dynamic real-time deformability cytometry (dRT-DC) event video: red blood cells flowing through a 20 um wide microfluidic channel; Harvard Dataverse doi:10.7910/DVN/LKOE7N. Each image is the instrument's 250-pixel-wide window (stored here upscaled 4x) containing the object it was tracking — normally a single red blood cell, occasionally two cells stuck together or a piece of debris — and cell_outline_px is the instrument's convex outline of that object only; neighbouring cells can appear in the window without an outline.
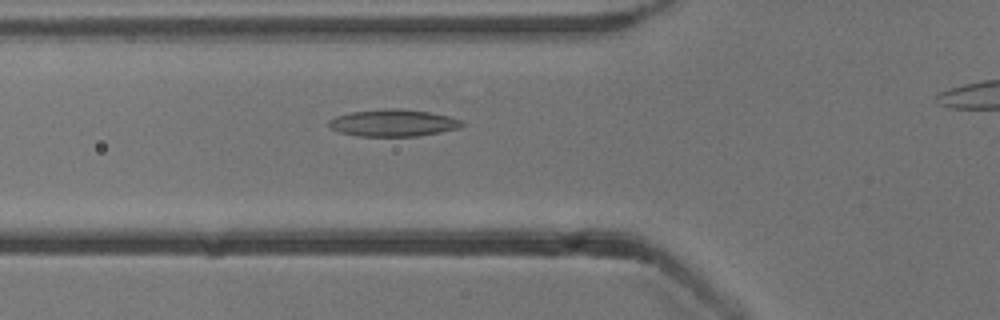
{"species": "common noctule bat (a hibernating species)", "species_latin": "Nyctalus noctula", "temperature_condition": "cold", "stored_images_in_passage": 33, "camera_frame_rate_fps": 3000, "um_per_image_px": 0.085, "animal": {"sex": "male", "body_mass_g": 13.3}, "frame": {"image": 1, "passage_image": 8, "time_ms": 2.333, "image_size_px": [1000, 320], "cell_outline_px": [[464, 124], [460, 128], [440, 132], [416, 136], [356, 136], [340, 132], [328, 128], [328, 120], [336, 116], [352, 112], [384, 108], [396, 108], [428, 112], [448, 116], [460, 120]], "centroid_in_image_um": [33.37, 10.45], "position_along_channel_um": 92.4, "area_um2": 20.92}}
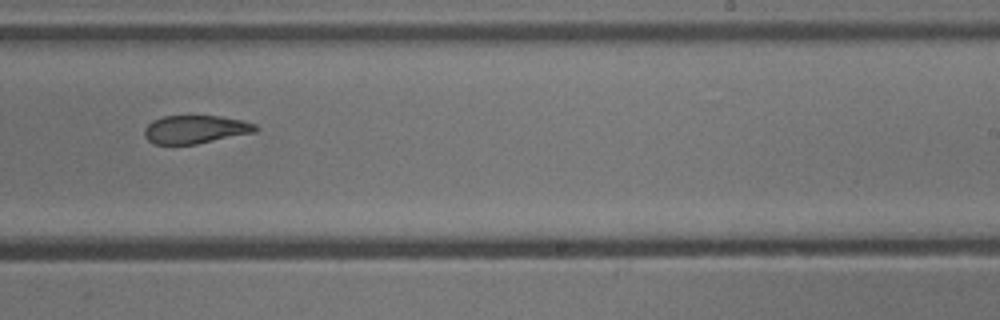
{"frame": {"image": 2, "passage_image": 22, "time_ms": 7.0, "image_size_px": [1000, 320], "cell_outline_px": [[260, 128], [256, 132], [196, 144], [156, 144], [148, 140], [144, 136], [144, 128], [152, 120], [164, 116], [220, 116], [240, 120], [256, 124]], "centroid_in_image_um": [16.61, 11.0], "position_along_channel_um": 272.4, "area_um2": 18.26}}
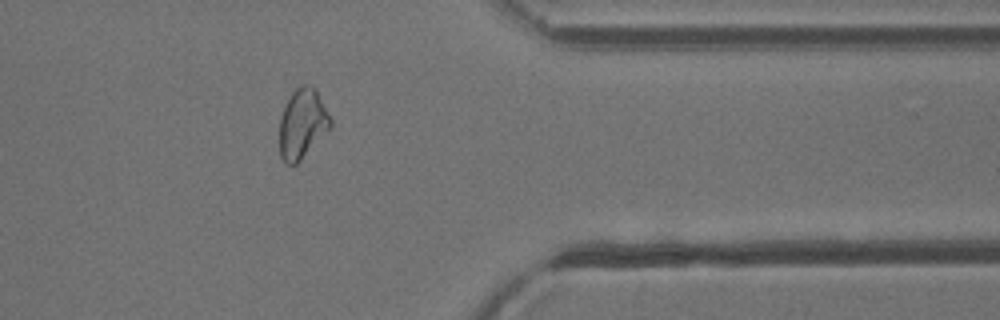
{"frame": {"image": 3, "passage_image": 32, "time_ms": 10.333, "image_size_px": [1000, 320], "cell_outline_px": [[332, 128], [296, 164], [288, 164], [280, 156], [280, 116], [292, 92], [300, 84], [308, 84], [316, 88], [332, 120]], "centroid_in_image_um": [25.73, 10.49], "position_along_channel_um": 385.7, "area_um2": 20.75}}